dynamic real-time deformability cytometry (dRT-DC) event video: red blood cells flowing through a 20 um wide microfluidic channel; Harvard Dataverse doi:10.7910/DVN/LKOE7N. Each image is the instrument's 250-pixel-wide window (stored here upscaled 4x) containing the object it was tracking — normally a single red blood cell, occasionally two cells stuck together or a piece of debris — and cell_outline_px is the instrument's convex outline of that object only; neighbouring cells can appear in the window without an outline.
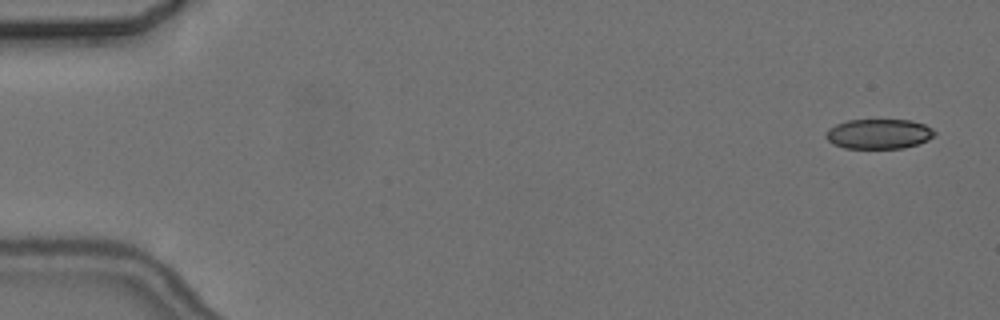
{"species": "common noctule bat (a hibernating species)", "species_latin": "Nyctalus noctula", "temperature_condition": "cold", "stored_images_in_passage": 5, "camera_frame_rate_fps": 3000, "um_per_image_px": 0.085, "animal": {"sex": "female", "body_mass_g": 24.6, "forearm_length_mm": 56.2}, "frame": {"image": 1, "passage_image": 1, "time_ms": 0.0, "image_size_px": [1000, 320], "cell_outline_px": [[936, 132], [928, 140], [904, 148], [844, 148], [832, 144], [824, 136], [824, 132], [828, 128], [836, 124], [848, 120], [912, 120], [924, 124], [932, 128]], "centroid_in_image_um": [74.66, 11.38], "position_along_channel_um": 10.3, "area_um2": 19.02}}
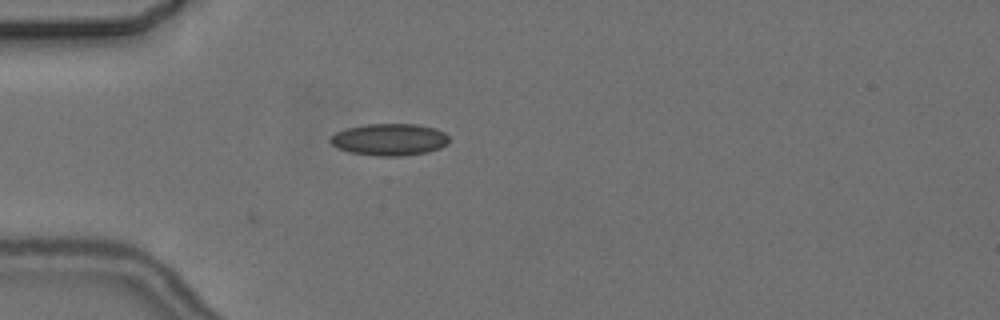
{"frame": {"image": 2, "passage_image": 5, "time_ms": 4.667, "image_size_px": [1000, 320], "cell_outline_px": [[448, 144], [440, 148], [428, 152], [404, 156], [376, 156], [348, 152], [336, 148], [328, 140], [336, 132], [348, 128], [368, 124], [416, 124], [436, 128], [444, 132], [448, 136]], "centroid_in_image_um": [33.11, 11.87], "position_along_channel_um": 51.9, "area_um2": 22.25}}